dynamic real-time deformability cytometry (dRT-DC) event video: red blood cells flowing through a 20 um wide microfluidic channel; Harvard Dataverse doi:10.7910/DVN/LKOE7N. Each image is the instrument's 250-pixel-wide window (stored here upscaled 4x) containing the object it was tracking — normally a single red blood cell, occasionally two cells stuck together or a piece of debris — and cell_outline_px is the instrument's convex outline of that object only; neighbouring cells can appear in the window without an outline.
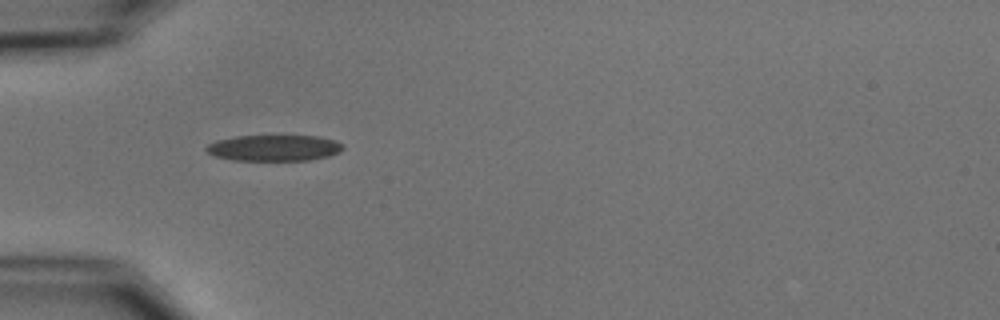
{"species": "common noctule bat (a hibernating species)", "species_latin": "Nyctalus noctula", "temperature_condition": "cold", "stored_images_in_passage": 4, "camera_frame_rate_fps": 3000, "um_per_image_px": 0.085, "animal": {"sex": "male", "body_mass_g": 15.6}, "frame": {"image": 1, "passage_image": 1, "time_ms": 0.0, "image_size_px": [1000, 320], "cell_outline_px": [[344, 148], [340, 152], [328, 156], [308, 160], [232, 160], [216, 156], [208, 152], [204, 148], [208, 144], [216, 140], [236, 136], [316, 136], [332, 140], [344, 144]], "centroid_in_image_um": [23.29, 12.57], "position_along_channel_um": 61.7, "area_um2": 20.63}}